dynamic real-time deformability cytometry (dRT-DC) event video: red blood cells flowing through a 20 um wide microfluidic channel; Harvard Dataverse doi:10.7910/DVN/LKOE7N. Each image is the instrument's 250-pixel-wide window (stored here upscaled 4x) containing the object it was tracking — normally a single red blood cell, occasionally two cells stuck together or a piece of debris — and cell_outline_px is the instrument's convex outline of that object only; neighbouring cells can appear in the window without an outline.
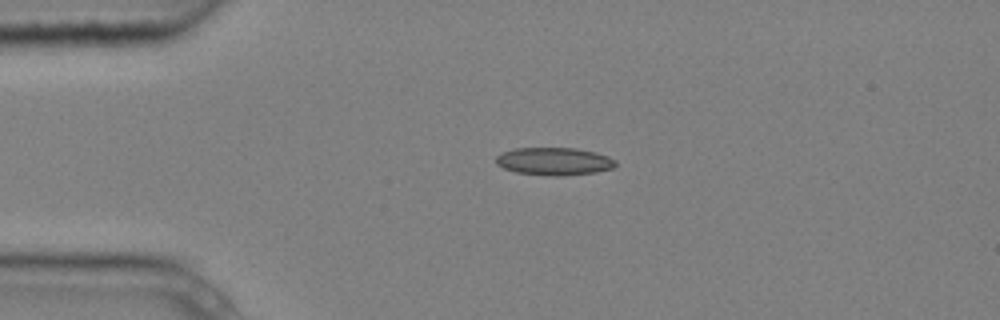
{"species": "common noctule bat (a hibernating species)", "species_latin": "Nyctalus noctula", "temperature_condition": "cold", "stored_images_in_passage": 3, "camera_frame_rate_fps": 3000, "um_per_image_px": 0.085, "animal": {"sex": "male", "body_mass_g": 20.4}, "frame": {"image": 1, "passage_image": 1, "time_ms": 0.0, "image_size_px": [1000, 320], "cell_outline_px": [[616, 164], [612, 168], [596, 172], [564, 176], [552, 176], [516, 172], [504, 168], [496, 164], [496, 156], [500, 152], [516, 148], [576, 148], [596, 152], [608, 156], [616, 160]], "centroid_in_image_um": [47.1, 13.71], "position_along_channel_um": 37.9, "area_um2": 19.42}}
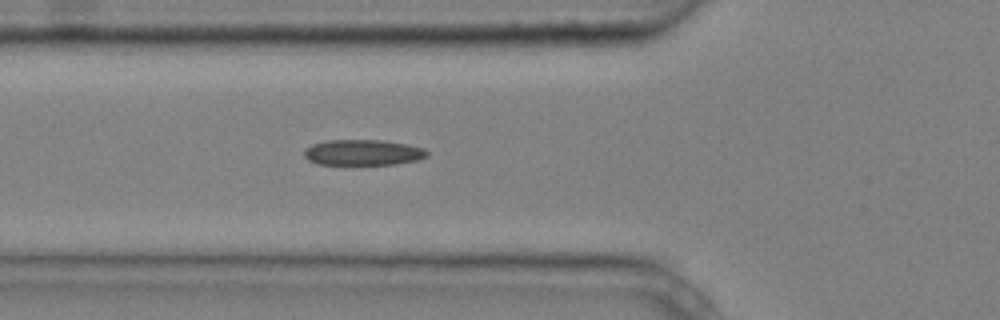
{"frame": {"image": 2, "passage_image": 3, "time_ms": 0.667, "image_size_px": [1000, 320], "cell_outline_px": [[428, 156], [416, 160], [396, 164], [316, 164], [308, 160], [304, 156], [304, 148], [312, 144], [324, 140], [384, 140], [408, 144], [424, 148], [428, 152]], "centroid_in_image_um": [30.83, 12.95], "position_along_channel_um": 95.0, "area_um2": 18.55}}